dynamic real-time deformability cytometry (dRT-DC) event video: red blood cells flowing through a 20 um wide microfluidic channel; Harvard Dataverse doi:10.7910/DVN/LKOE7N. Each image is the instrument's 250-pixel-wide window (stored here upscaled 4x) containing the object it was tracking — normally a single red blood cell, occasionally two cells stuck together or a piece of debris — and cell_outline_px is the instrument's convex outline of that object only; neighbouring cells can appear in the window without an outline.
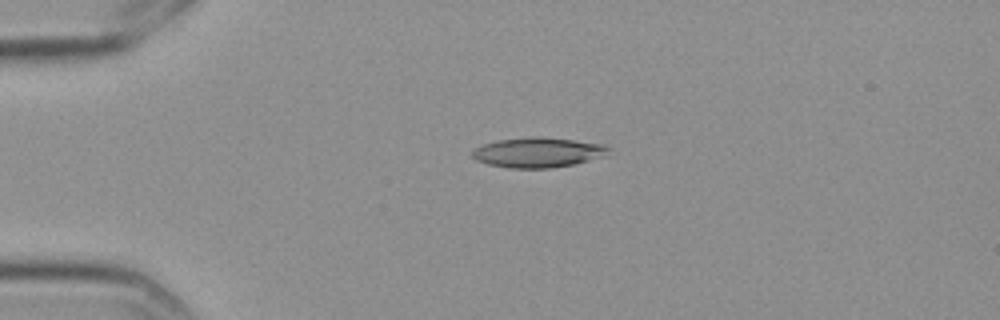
{"species": "Egyptian fruit bat (a non-hibernating species)", "species_latin": "Rousettus aegyptiacus", "temperature_condition": "cold", "stored_images_in_passage": 5, "camera_frame_rate_fps": 3000, "um_per_image_px": 0.085, "frame": {"image": 1, "passage_image": 4, "time_ms": 1.0, "image_size_px": [1000, 320], "cell_outline_px": [[612, 148], [600, 156], [588, 160], [572, 164], [548, 168], [512, 168], [488, 164], [476, 160], [472, 156], [472, 152], [476, 148], [484, 144], [500, 140], [536, 136], [572, 140], [604, 144]], "centroid_in_image_um": [45.7, 12.95], "position_along_channel_um": 39.3, "area_um2": 23.24}}